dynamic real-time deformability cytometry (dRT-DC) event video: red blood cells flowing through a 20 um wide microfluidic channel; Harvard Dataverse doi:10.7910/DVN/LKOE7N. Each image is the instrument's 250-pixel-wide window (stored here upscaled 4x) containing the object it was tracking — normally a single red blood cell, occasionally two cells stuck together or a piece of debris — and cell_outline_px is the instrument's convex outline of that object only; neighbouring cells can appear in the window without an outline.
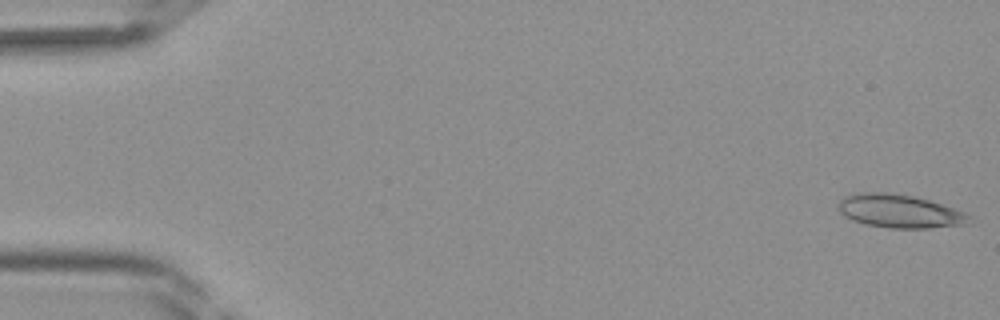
{"species": "Egyptian fruit bat (a non-hibernating species)", "species_latin": "Rousettus aegyptiacus", "temperature_condition": "room temperature", "stored_images_in_passage": 41, "camera_frame_rate_fps": 3000, "um_per_image_px": 0.085, "frame": {"image": 1, "passage_image": 1, "time_ms": 0.0, "image_size_px": [1000, 320], "cell_outline_px": [[972, 224], [928, 228], [888, 228], [864, 224], [852, 220], [844, 216], [836, 208], [836, 204], [844, 196], [852, 192], [884, 192], [912, 196], [928, 200], [964, 212], [972, 216]], "centroid_in_image_um": [76.43, 17.96], "position_along_channel_um": 8.6, "area_um2": 25.78}}
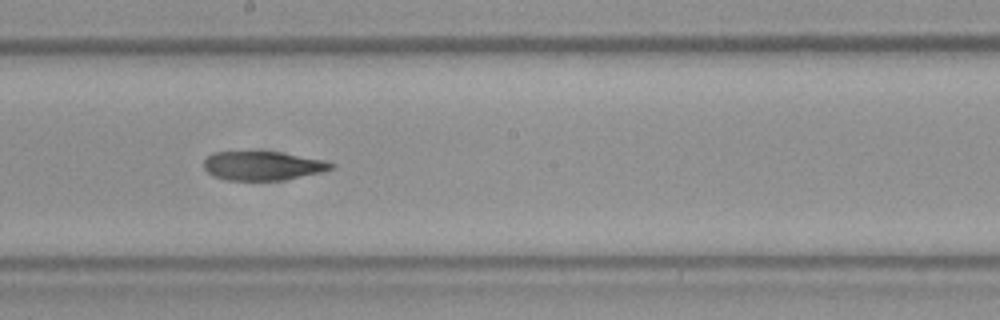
{"frame": {"image": 2, "passage_image": 23, "time_ms": 7.333, "image_size_px": [1000, 320], "cell_outline_px": [[336, 164], [332, 168], [320, 172], [284, 180], [224, 180], [212, 176], [204, 168], [204, 160], [212, 152], [280, 152], [324, 160]], "centroid_in_image_um": [22.3, 14.09], "position_along_channel_um": 225.9, "area_um2": 21.39}}
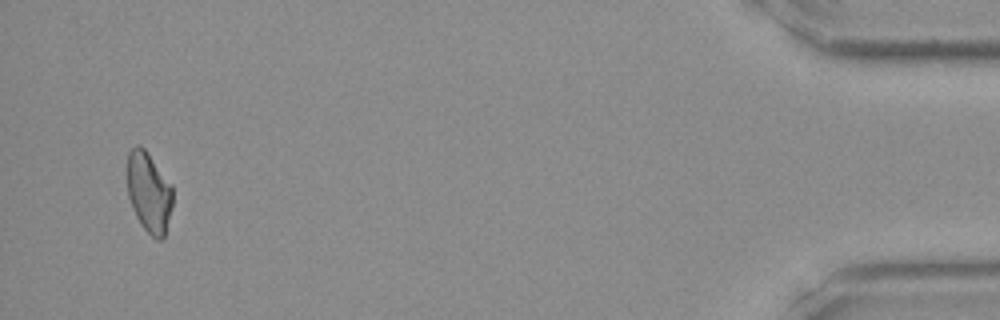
{"frame": {"image": 3, "passage_image": 40, "time_ms": 13.0, "image_size_px": [1000, 320], "cell_outline_px": [[172, 204], [164, 236], [160, 240], [156, 240], [140, 224], [132, 208], [128, 196], [128, 152], [136, 144], [140, 144], [144, 148], [172, 184]], "centroid_in_image_um": [12.65, 16.33], "position_along_channel_um": 422.5, "area_um2": 21.15}}